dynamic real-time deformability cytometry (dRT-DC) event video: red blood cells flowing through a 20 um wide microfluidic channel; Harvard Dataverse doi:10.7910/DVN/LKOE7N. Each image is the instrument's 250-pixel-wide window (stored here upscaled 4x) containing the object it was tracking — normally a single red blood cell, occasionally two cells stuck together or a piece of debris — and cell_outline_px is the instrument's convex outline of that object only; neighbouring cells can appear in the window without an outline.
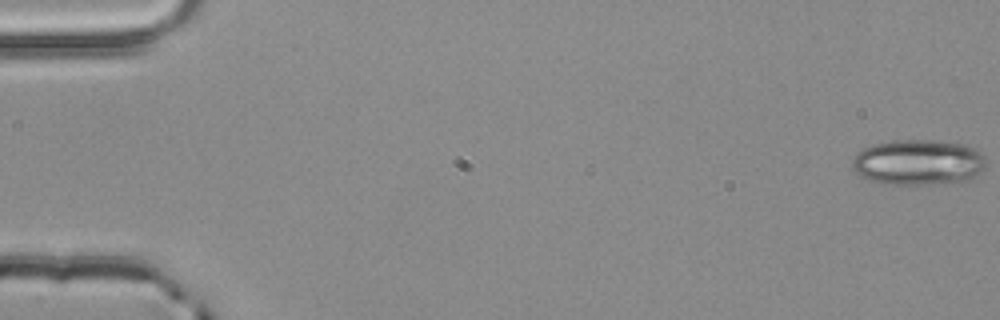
{"species": "common noctule bat (a hibernating species)", "species_latin": "Nyctalus noctula", "temperature_condition": "room temperature", "stored_images_in_passage": 4, "camera_frame_rate_fps": 3000, "um_per_image_px": 0.085, "animal": {"sex": "male", "body_mass_g": 20.4}, "frame": {"image": 1, "passage_image": 1, "time_ms": 0.0, "image_size_px": [1000, 320], "cell_outline_px": [[984, 168], [972, 180], [960, 184], [876, 184], [860, 176], [852, 168], [852, 160], [856, 152], [872, 144], [892, 140], [928, 140], [964, 144], [980, 152], [984, 156]], "centroid_in_image_um": [78.04, 13.83], "position_along_channel_um": 7.0, "area_um2": 36.24}}